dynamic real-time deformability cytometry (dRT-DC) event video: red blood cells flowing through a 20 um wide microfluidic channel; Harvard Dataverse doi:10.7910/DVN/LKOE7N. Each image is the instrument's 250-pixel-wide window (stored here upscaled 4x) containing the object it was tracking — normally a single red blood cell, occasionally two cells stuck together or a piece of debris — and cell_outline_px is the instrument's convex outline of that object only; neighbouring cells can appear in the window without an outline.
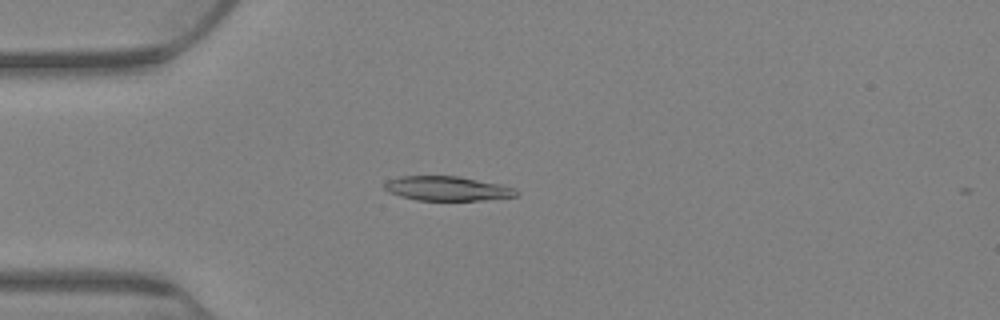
{"species": "Egyptian fruit bat (a non-hibernating species)", "species_latin": "Rousettus aegyptiacus", "temperature_condition": "warm", "stored_images_in_passage": 78, "camera_frame_rate_fps": 3000, "um_per_image_px": 0.085, "animal": {"sex": "female"}, "frame": {"image": 1, "passage_image": 21, "time_ms": 6.667, "image_size_px": [1000, 320], "cell_outline_px": [[520, 192], [516, 196], [484, 200], [416, 200], [400, 196], [388, 192], [384, 188], [384, 184], [388, 180], [400, 176], [460, 176], [500, 184], [516, 188]], "centroid_in_image_um": [38.03, 16.02], "position_along_channel_um": 47.0, "area_um2": 18.84}}
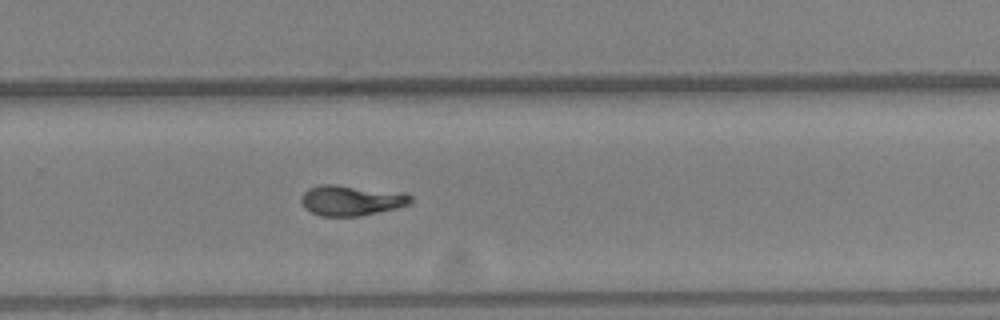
{"frame": {"image": 2, "passage_image": 52, "time_ms": 17.0, "image_size_px": [1000, 320], "cell_outline_px": [[412, 204], [396, 208], [360, 216], [320, 216], [304, 208], [300, 200], [300, 196], [308, 188], [320, 184], [336, 184], [408, 192], [412, 196]], "centroid_in_image_um": [29.89, 17.01], "position_along_channel_um": 299.9, "area_um2": 19.88}}
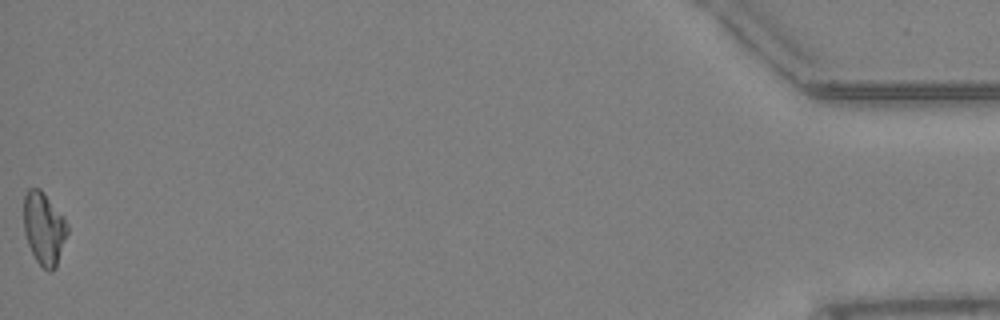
{"frame": {"image": 3, "passage_image": 78, "time_ms": 25.667, "image_size_px": [1000, 320], "cell_outline_px": [[68, 232], [56, 268], [52, 272], [48, 272], [36, 260], [28, 244], [24, 232], [24, 196], [28, 188], [40, 188], [44, 192], [64, 216], [68, 224]], "centroid_in_image_um": [3.75, 19.41], "position_along_channel_um": 431.4, "area_um2": 18.67}, "authors_computed_cell_mechanics": {"area_um2": 19.3341, "velocity_mm_per_s": 2.6336, "shape_relaxation_time_tau1_ms": null, "shape_relaxation_time_tau2_ms": 7.506, "deformation_change_tau1": null, "deformation_change_tau2": 0.122}}